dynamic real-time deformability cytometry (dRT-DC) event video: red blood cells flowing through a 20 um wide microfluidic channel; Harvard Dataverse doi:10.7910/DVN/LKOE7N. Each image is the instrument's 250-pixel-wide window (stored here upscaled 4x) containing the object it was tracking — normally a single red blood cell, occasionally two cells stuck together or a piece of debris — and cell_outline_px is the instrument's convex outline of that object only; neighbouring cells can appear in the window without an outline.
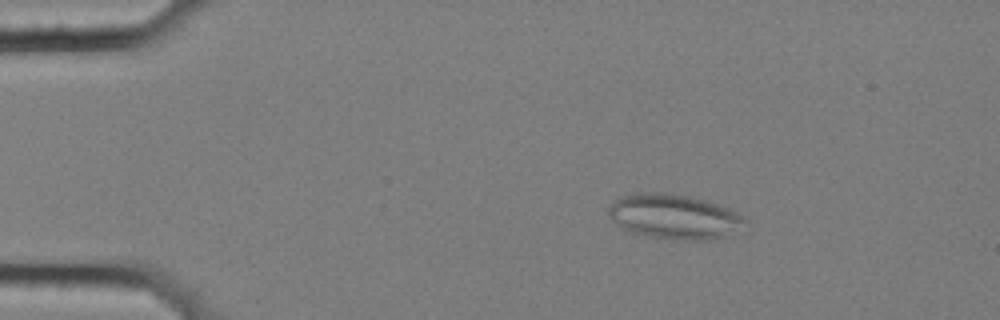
{"species": "common noctule bat (a hibernating species)", "species_latin": "Nyctalus noctula", "temperature_condition": "cold", "stored_images_in_passage": 57, "segment_of_instrument_passage": [1, 2], "camera_frame_rate_fps": 3000, "um_per_image_px": 0.085, "animal": {"sex": "female", "body_mass_g": 25.1}, "frame": {"image": 1, "passage_image": 10, "time_ms": 3.0, "image_size_px": [1000, 320], "cell_outline_px": [[748, 220], [740, 228], [716, 240], [676, 240], [644, 236], [620, 228], [608, 216], [608, 208], [620, 196], [632, 192], [668, 192], [688, 196], [704, 200], [740, 212], [748, 216]], "centroid_in_image_um": [57.3, 18.41], "position_along_channel_um": 27.7, "area_um2": 36.24}}